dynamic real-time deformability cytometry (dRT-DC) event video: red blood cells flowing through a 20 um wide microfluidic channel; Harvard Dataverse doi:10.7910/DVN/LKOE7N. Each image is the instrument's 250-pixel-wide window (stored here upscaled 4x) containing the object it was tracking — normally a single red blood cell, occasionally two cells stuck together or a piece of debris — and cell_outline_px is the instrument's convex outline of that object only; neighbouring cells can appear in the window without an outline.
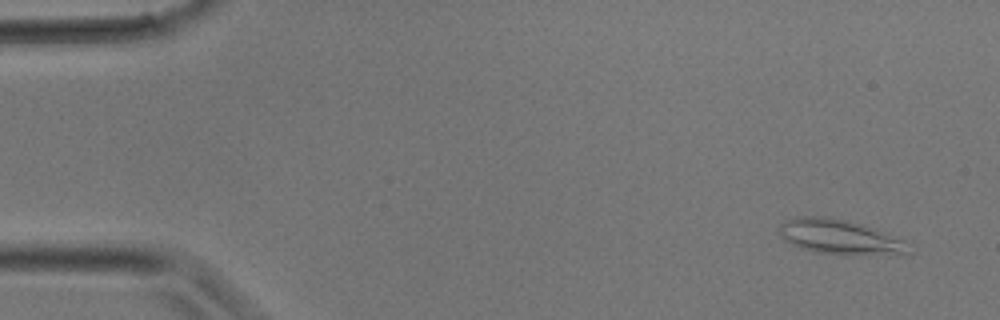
{"species": "common noctule bat (a hibernating species)", "species_latin": "Nyctalus noctula", "temperature_condition": "room temperature", "stored_images_in_passage": 4, "camera_frame_rate_fps": 3000, "um_per_image_px": 0.085, "animal": {"sex": "male", "body_mass_g": 17.9}, "frame": {"image": 1, "passage_image": 1, "time_ms": 0.0, "image_size_px": [1000, 320], "cell_outline_px": [[908, 252], [900, 256], [816, 252], [792, 244], [784, 240], [780, 236], [780, 224], [784, 220], [796, 216], [824, 216], [844, 220], [876, 228], [904, 240]], "centroid_in_image_um": [71.38, 20.13], "position_along_channel_um": 13.6, "area_um2": 25.95}}